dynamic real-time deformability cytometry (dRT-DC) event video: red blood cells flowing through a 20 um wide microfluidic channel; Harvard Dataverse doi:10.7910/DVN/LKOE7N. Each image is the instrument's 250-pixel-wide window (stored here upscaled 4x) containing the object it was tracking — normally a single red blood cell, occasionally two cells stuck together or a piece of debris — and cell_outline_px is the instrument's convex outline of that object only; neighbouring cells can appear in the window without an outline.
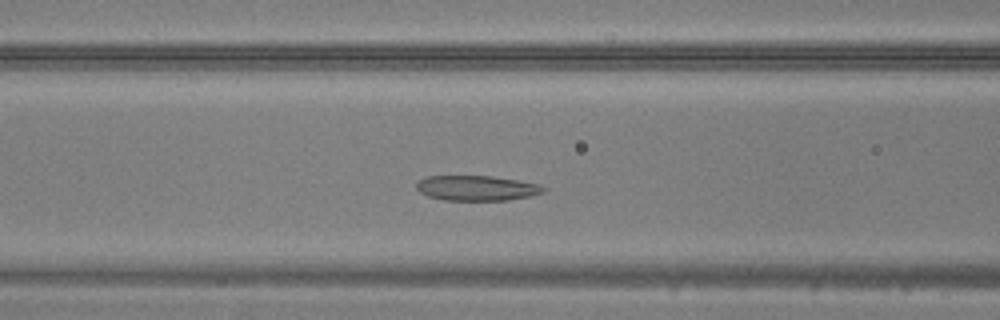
{"species": "common noctule bat (a hibernating species)", "species_latin": "Nyctalus noctula", "temperature_condition": "warm", "stored_images_in_passage": 44, "camera_frame_rate_fps": 3000, "um_per_image_px": 0.085, "animal": {"sex": "male", "body_mass_g": 20.5, "forearm_length_mm": 52.5}, "frame": {"image": 1, "passage_image": 14, "time_ms": 4.333, "image_size_px": [1000, 320], "cell_outline_px": [[548, 188], [544, 192], [528, 196], [508, 200], [444, 200], [428, 196], [420, 192], [416, 188], [416, 184], [424, 176], [492, 176], [540, 184]], "centroid_in_image_um": [40.52, 15.98], "position_along_channel_um": 126.1, "area_um2": 18.55}}
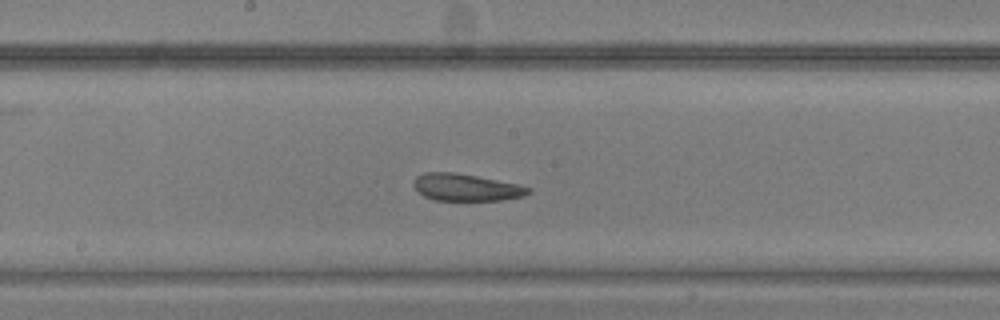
{"frame": {"image": 2, "passage_image": 20, "time_ms": 6.333, "image_size_px": [1000, 320], "cell_outline_px": [[532, 192], [524, 196], [500, 200], [436, 200], [424, 196], [412, 184], [416, 176], [424, 172], [456, 172], [516, 184], [532, 188]], "centroid_in_image_um": [39.61, 15.92], "position_along_channel_um": 208.6, "area_um2": 17.98}}
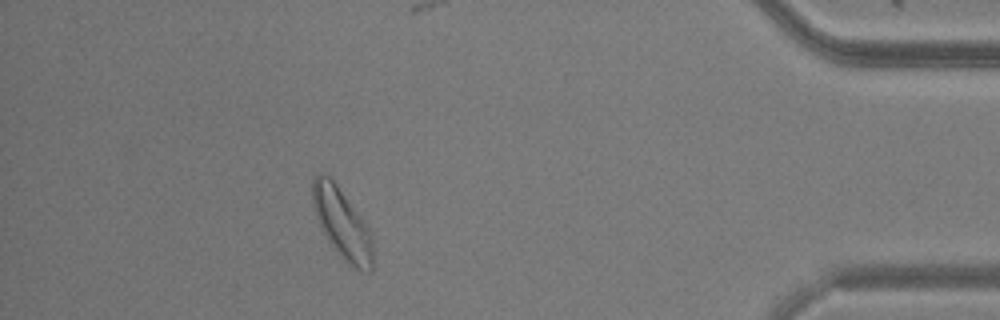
{"frame": {"image": 3, "passage_image": 38, "time_ms": 12.333, "image_size_px": [1000, 320], "cell_outline_px": [[372, 268], [368, 272], [360, 272], [352, 268], [332, 248], [320, 224], [312, 204], [312, 180], [320, 172], [324, 172], [336, 184], [360, 216], [372, 236]], "centroid_in_image_um": [29.07, 19.04], "position_along_channel_um": 406.1, "area_um2": 24.39}}